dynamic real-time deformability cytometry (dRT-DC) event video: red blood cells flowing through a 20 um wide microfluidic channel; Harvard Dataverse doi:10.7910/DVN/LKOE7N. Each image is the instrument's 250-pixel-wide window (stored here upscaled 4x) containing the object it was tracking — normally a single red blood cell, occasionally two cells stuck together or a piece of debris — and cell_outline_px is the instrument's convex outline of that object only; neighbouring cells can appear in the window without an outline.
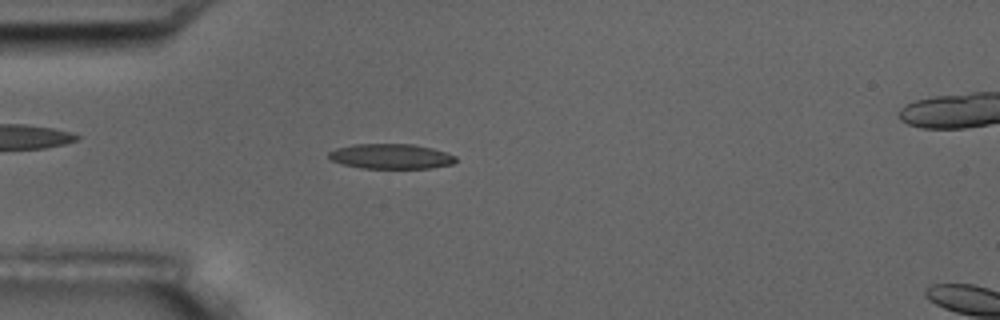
{"species": "common noctule bat (a hibernating species)", "species_latin": "Nyctalus noctula", "temperature_condition": "room temperature", "stored_images_in_passage": 6, "camera_frame_rate_fps": 3000, "um_per_image_px": 0.085, "animal": {"sex": "male", "body_mass_g": 17.5, "forearm_length_mm": 52.3}, "frame": {"image": 1, "passage_image": 5, "time_ms": 4.333, "image_size_px": [1000, 320], "cell_outline_px": [[456, 160], [452, 164], [432, 168], [360, 168], [344, 164], [332, 160], [328, 156], [328, 152], [336, 148], [352, 144], [412, 144], [432, 148], [456, 156]], "centroid_in_image_um": [33.22, 13.29], "position_along_channel_um": 51.8, "area_um2": 18.44}}